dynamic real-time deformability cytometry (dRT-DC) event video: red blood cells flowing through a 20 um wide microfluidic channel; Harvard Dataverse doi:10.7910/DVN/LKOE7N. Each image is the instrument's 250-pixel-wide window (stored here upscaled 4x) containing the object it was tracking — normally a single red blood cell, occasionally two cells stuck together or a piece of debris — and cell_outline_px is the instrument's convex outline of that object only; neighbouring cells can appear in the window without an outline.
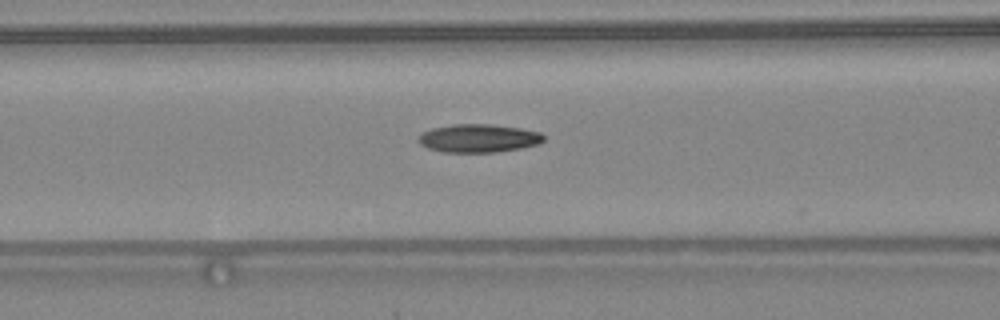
{"species": "common noctule bat (a hibernating species)", "species_latin": "Nyctalus noctula", "temperature_condition": "warm", "stored_images_in_passage": 32, "camera_frame_rate_fps": 3000, "um_per_image_px": 0.085, "animal": {"sex": "female", "body_mass_g": 24.6, "forearm_length_mm": 56.2}, "frame": {"image": 1, "passage_image": 5, "time_ms": 1.333, "image_size_px": [1000, 320], "cell_outline_px": [[544, 140], [540, 144], [520, 148], [496, 152], [444, 152], [428, 148], [420, 144], [416, 140], [424, 132], [432, 128], [452, 124], [492, 124], [520, 128], [540, 132], [544, 136]], "centroid_in_image_um": [40.69, 11.75], "position_along_channel_um": 125.9, "area_um2": 20.63}}
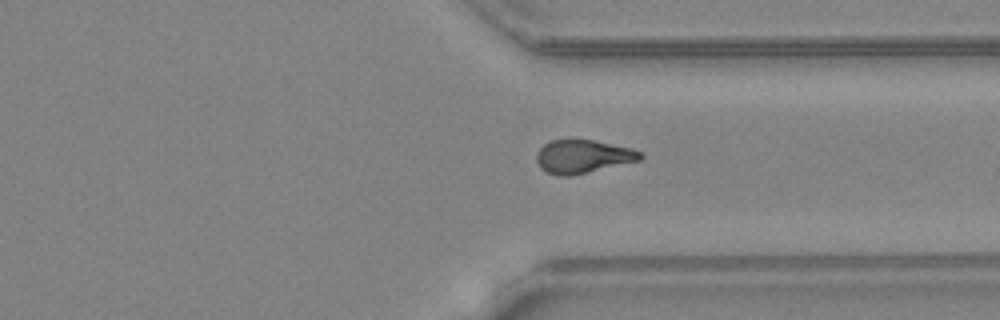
{"frame": {"image": 2, "passage_image": 21, "time_ms": 6.667, "image_size_px": [1000, 320], "cell_outline_px": [[644, 156], [640, 160], [568, 176], [556, 176], [540, 168], [536, 160], [536, 152], [544, 144], [552, 140], [596, 140], [632, 148], [640, 152]], "centroid_in_image_um": [49.52, 13.29], "position_along_channel_um": 361.9, "area_um2": 20.0}}
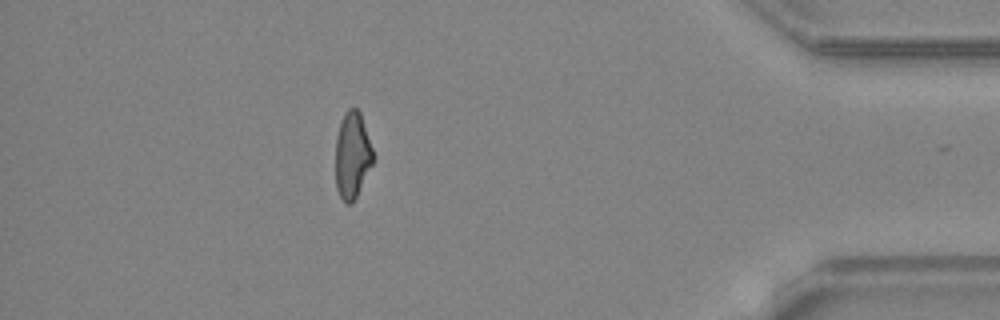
{"frame": {"image": 3, "passage_image": 27, "time_ms": 8.667, "image_size_px": [1000, 320], "cell_outline_px": [[376, 156], [352, 204], [344, 204], [336, 188], [336, 136], [344, 112], [348, 108], [356, 108], [360, 112]], "centroid_in_image_um": [29.95, 13.19], "position_along_channel_um": 405.2, "area_um2": 19.07}, "authors_computed_cell_mechanics": {"area_um2": 19.8832, "velocity_mm_per_s": 4.4197, "shape_relaxation_time_tau1_ms": 10.2871, "shape_relaxation_time_tau2_ms": 2.7242, "deformation_change_tau1": 0.2895, "deformation_change_tau2": 0.1139}}